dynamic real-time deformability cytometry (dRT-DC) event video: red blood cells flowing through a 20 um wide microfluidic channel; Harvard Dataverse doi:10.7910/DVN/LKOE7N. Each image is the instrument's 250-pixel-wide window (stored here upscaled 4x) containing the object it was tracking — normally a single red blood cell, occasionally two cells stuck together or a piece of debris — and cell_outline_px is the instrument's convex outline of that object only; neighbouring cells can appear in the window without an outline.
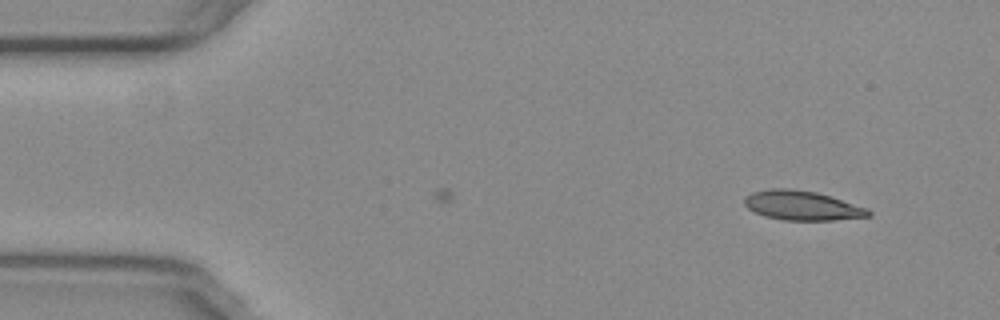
{"species": "common noctule bat (a hibernating species)", "species_latin": "Nyctalus noctula", "temperature_condition": "warm", "stored_images_in_passage": 3, "camera_frame_rate_fps": 3000, "um_per_image_px": 0.085, "animal": {"sex": "female", "body_mass_g": 29.2, "forearm_length_mm": 56.3}, "frame": {"image": 1, "passage_image": 3, "time_ms": 0.667, "image_size_px": [1000, 320], "cell_outline_px": [[872, 216], [832, 220], [780, 220], [764, 216], [748, 208], [744, 204], [744, 196], [752, 192], [768, 188], [788, 188], [816, 192], [832, 196], [868, 208], [872, 212]], "centroid_in_image_um": [68.18, 17.46], "position_along_channel_um": 16.8, "area_um2": 21.5}}